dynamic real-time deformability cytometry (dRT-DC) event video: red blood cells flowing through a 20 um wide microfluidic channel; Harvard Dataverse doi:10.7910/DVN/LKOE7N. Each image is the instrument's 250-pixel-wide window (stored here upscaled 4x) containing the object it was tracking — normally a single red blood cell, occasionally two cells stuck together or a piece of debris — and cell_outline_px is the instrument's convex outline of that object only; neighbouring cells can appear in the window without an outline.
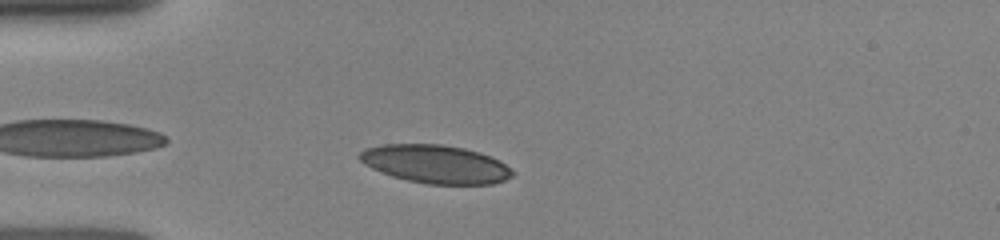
{"species": "human", "species_latin": "Homo sapiens", "temperature_condition": "room temperature", "stored_images_in_passage": 39, "camera_frame_rate_fps": 3000, "um_per_image_px": 0.085, "donor": {"sex": "female"}, "frame": {"image": 1, "passage_image": 3, "time_ms": 0.667, "image_size_px": [1000, 240], "cell_outline_px": [[516, 172], [512, 176], [504, 180], [492, 184], [428, 184], [408, 180], [392, 176], [372, 168], [364, 164], [356, 156], [364, 148], [384, 144], [440, 144], [464, 148], [480, 152], [500, 160]], "centroid_in_image_um": [37.03, 13.94], "position_along_channel_um": 48.0, "area_um2": 34.22}}
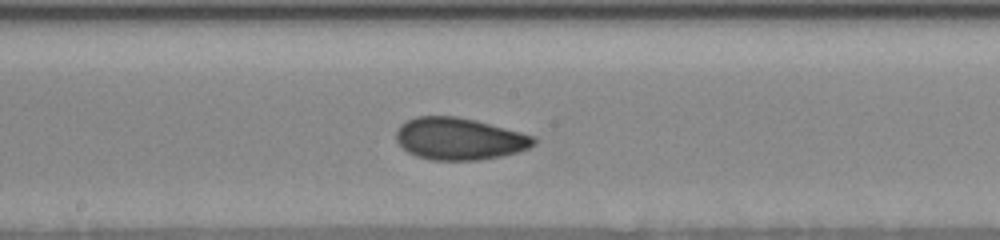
{"frame": {"image": 2, "passage_image": 19, "time_ms": 5.0, "image_size_px": [1000, 240], "cell_outline_px": [[536, 144], [520, 152], [500, 156], [476, 160], [432, 160], [416, 156], [408, 152], [396, 140], [396, 128], [400, 124], [416, 116], [456, 116], [476, 120], [536, 136]], "centroid_in_image_um": [39.05, 11.79], "position_along_channel_um": 209.2, "area_um2": 33.87}}
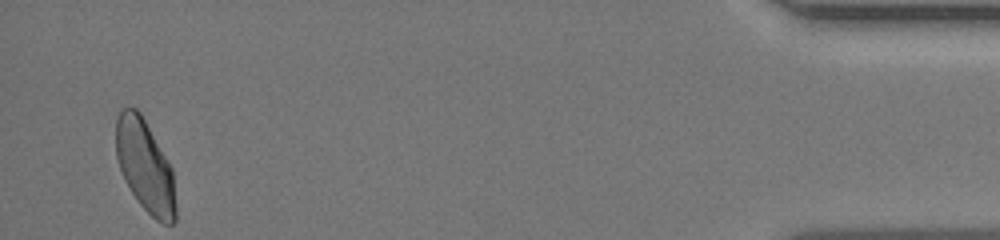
{"frame": {"image": 3, "passage_image": 38, "time_ms": 12.0, "image_size_px": [1000, 240], "cell_outline_px": [[176, 220], [172, 224], [164, 224], [156, 220], [140, 204], [124, 180], [116, 156], [116, 120], [120, 112], [124, 108], [136, 108], [140, 112], [172, 168], [176, 204]], "centroid_in_image_um": [12.34, 14.14], "position_along_channel_um": 422.9, "area_um2": 31.79}}